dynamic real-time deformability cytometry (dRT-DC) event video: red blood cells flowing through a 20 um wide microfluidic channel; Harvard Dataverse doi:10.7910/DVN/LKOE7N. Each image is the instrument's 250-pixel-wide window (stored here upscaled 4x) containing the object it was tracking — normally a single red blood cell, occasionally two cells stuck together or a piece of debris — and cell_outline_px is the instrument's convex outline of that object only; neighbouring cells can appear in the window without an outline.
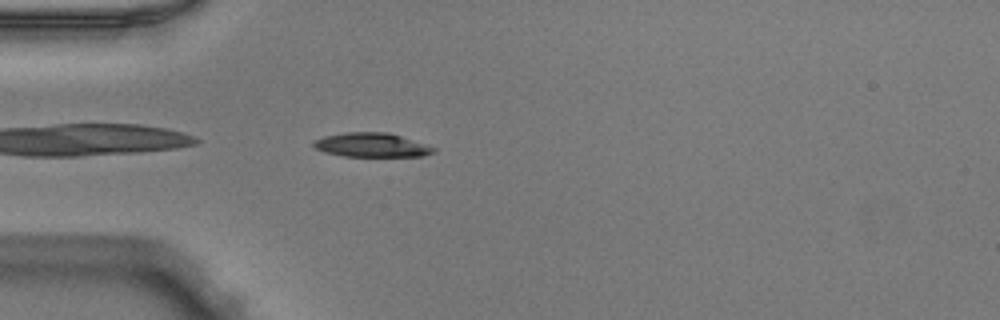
{"species": "Egyptian fruit bat (a non-hibernating species)", "species_latin": "Rousettus aegyptiacus", "temperature_condition": "warm", "stored_images_in_passage": 37, "camera_frame_rate_fps": 3000, "um_per_image_px": 0.085, "animal": {"sex": "male"}, "frame": {"image": 1, "passage_image": 1, "time_ms": 0.0, "image_size_px": [1000, 320], "cell_outline_px": [[436, 152], [424, 156], [344, 156], [324, 152], [316, 148], [312, 144], [312, 140], [324, 136], [344, 132], [388, 132], [428, 144], [436, 148]], "centroid_in_image_um": [31.61, 12.32], "position_along_channel_um": 53.4, "area_um2": 17.05}}
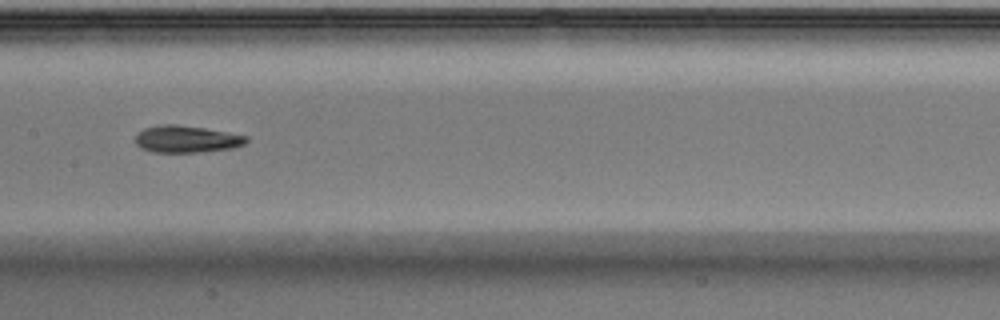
{"frame": {"image": 2, "passage_image": 12, "time_ms": 3.667, "image_size_px": [1000, 320], "cell_outline_px": [[248, 140], [244, 144], [232, 148], [196, 152], [152, 152], [140, 148], [136, 144], [136, 136], [144, 128], [160, 124], [176, 124], [204, 128], [228, 132], [248, 136]], "centroid_in_image_um": [15.84, 11.82], "position_along_channel_um": 191.6, "area_um2": 17.4}}
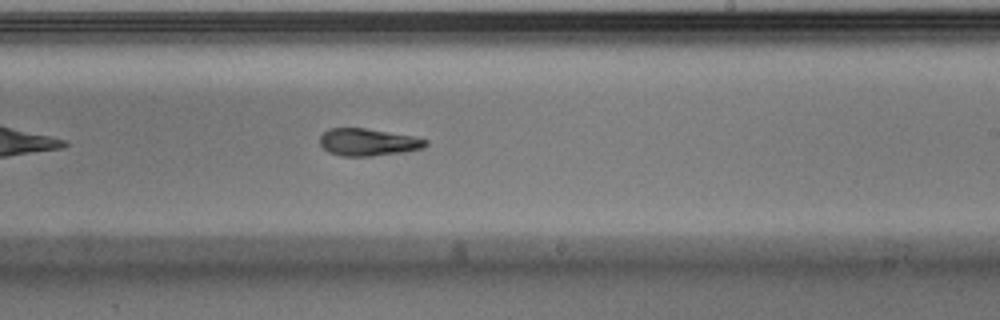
{"frame": {"image": 3, "passage_image": 17, "time_ms": 5.333, "image_size_px": [1000, 320], "cell_outline_px": [[428, 144], [424, 148], [404, 152], [372, 156], [340, 156], [328, 152], [320, 144], [320, 136], [328, 128], [364, 128], [416, 136], [428, 140]], "centroid_in_image_um": [31.31, 12.08], "position_along_channel_um": 257.7, "area_um2": 16.99}, "authors_computed_cell_mechanics": {"area_um2": 17.6868, "velocity_mm_per_s": 3.9923, "shape_relaxation_time_tau1_ms": null, "shape_relaxation_time_tau2_ms": 3.1015, "deformation_change_tau1": null, "deformation_change_tau2": 0.1215}}